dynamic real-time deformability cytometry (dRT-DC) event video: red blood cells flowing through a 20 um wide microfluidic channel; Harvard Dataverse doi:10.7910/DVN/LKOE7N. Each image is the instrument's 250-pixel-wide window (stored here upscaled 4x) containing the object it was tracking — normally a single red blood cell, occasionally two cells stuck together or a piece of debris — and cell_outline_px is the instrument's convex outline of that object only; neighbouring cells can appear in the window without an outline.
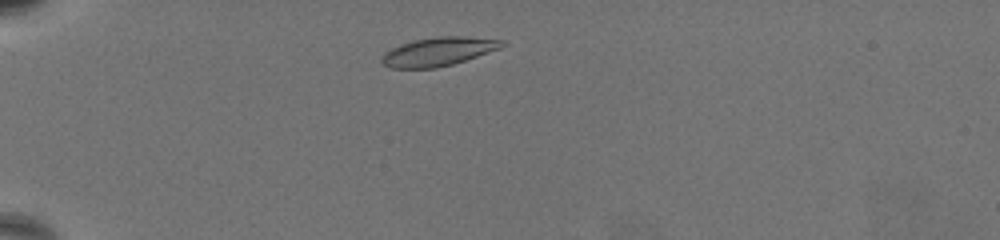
{"species": "common noctule bat (a hibernating species)", "species_latin": "Nyctalus noctula", "temperature_condition": "warm", "stored_images_in_passage": 49, "camera_frame_rate_fps": 3000, "um_per_image_px": 0.085, "animal": {"sex": "female", "body_mass_g": 19.5, "forearm_length_mm": 54.1}, "frame": {"image": 1, "passage_image": 2, "time_ms": 0.333, "image_size_px": [1000, 240], "cell_outline_px": [[504, 44], [500, 48], [452, 64], [436, 68], [392, 68], [380, 64], [380, 56], [384, 52], [400, 44], [416, 40], [440, 36], [464, 36], [504, 40]], "centroid_in_image_um": [37.19, 4.39], "position_along_channel_um": 47.8, "area_um2": 19.94}}
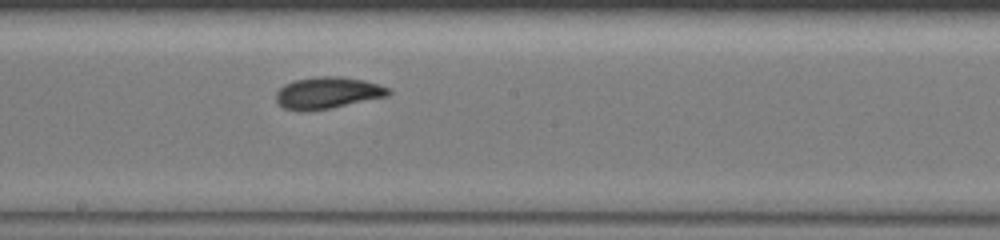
{"frame": {"image": 2, "passage_image": 22, "time_ms": 7.0, "image_size_px": [1000, 240], "cell_outline_px": [[392, 92], [388, 96], [332, 108], [308, 112], [300, 112], [284, 108], [276, 100], [276, 92], [284, 84], [296, 80], [316, 76], [340, 76], [364, 80], [388, 88]], "centroid_in_image_um": [27.82, 7.91], "position_along_channel_um": 220.4, "area_um2": 20.92}}
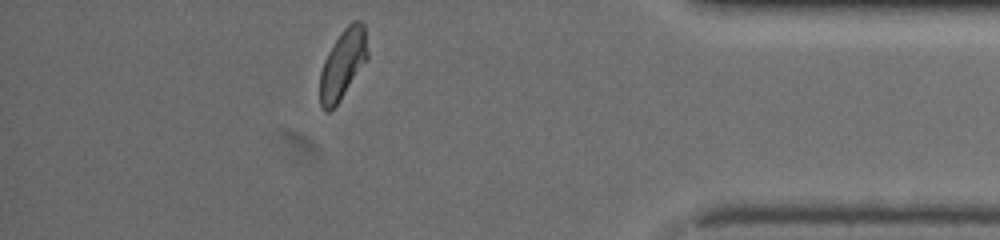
{"frame": {"image": 3, "passage_image": 42, "time_ms": 13.667, "image_size_px": [1000, 240], "cell_outline_px": [[368, 56], [336, 104], [328, 112], [324, 112], [320, 104], [320, 72], [324, 60], [328, 52], [340, 32], [352, 20], [360, 20], [364, 24], [368, 52]], "centroid_in_image_um": [29.12, 5.4], "position_along_channel_um": 406.1, "area_um2": 18.79}, "authors_computed_cell_mechanics": {"area_um2": 19.941, "velocity_mm_per_s": 3.221, "shape_relaxation_time_tau1_ms": 2.8814, "shape_relaxation_time_tau2_ms": 2.5945, "deformation_change_tau1": 0.1404, "deformation_change_tau2": 0.0829}}